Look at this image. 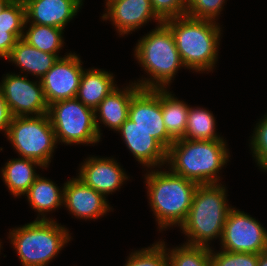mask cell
I'll return each mask as SVG.
<instances>
[{
  "instance_id": "5bb4252c",
  "label": "cell",
  "mask_w": 267,
  "mask_h": 266,
  "mask_svg": "<svg viewBox=\"0 0 267 266\" xmlns=\"http://www.w3.org/2000/svg\"><path fill=\"white\" fill-rule=\"evenodd\" d=\"M105 6L102 19H109L119 36L128 35L152 20L163 23L154 12L150 0H118L106 3Z\"/></svg>"
},
{
  "instance_id": "1f68e13d",
  "label": "cell",
  "mask_w": 267,
  "mask_h": 266,
  "mask_svg": "<svg viewBox=\"0 0 267 266\" xmlns=\"http://www.w3.org/2000/svg\"><path fill=\"white\" fill-rule=\"evenodd\" d=\"M156 15L164 22L167 19L186 15V0H150Z\"/></svg>"
},
{
  "instance_id": "5b68a950",
  "label": "cell",
  "mask_w": 267,
  "mask_h": 266,
  "mask_svg": "<svg viewBox=\"0 0 267 266\" xmlns=\"http://www.w3.org/2000/svg\"><path fill=\"white\" fill-rule=\"evenodd\" d=\"M134 56L150 78L135 81L140 88L167 89L177 71L184 67L171 30L164 24L140 38Z\"/></svg>"
},
{
  "instance_id": "ba28073f",
  "label": "cell",
  "mask_w": 267,
  "mask_h": 266,
  "mask_svg": "<svg viewBox=\"0 0 267 266\" xmlns=\"http://www.w3.org/2000/svg\"><path fill=\"white\" fill-rule=\"evenodd\" d=\"M48 116L57 143L88 145L100 141L95 123V110L85 106L77 98L50 104Z\"/></svg>"
},
{
  "instance_id": "6da1fadb",
  "label": "cell",
  "mask_w": 267,
  "mask_h": 266,
  "mask_svg": "<svg viewBox=\"0 0 267 266\" xmlns=\"http://www.w3.org/2000/svg\"><path fill=\"white\" fill-rule=\"evenodd\" d=\"M224 140H175L167 150L168 170L198 184L220 183L230 157Z\"/></svg>"
},
{
  "instance_id": "d4e9b609",
  "label": "cell",
  "mask_w": 267,
  "mask_h": 266,
  "mask_svg": "<svg viewBox=\"0 0 267 266\" xmlns=\"http://www.w3.org/2000/svg\"><path fill=\"white\" fill-rule=\"evenodd\" d=\"M213 113L201 107H190L183 139L187 140H218L224 139L217 134L216 121Z\"/></svg>"
},
{
  "instance_id": "603a6c76",
  "label": "cell",
  "mask_w": 267,
  "mask_h": 266,
  "mask_svg": "<svg viewBox=\"0 0 267 266\" xmlns=\"http://www.w3.org/2000/svg\"><path fill=\"white\" fill-rule=\"evenodd\" d=\"M161 110L168 135L174 141L183 139L187 125L188 104L178 100L168 89H161Z\"/></svg>"
},
{
  "instance_id": "277c9868",
  "label": "cell",
  "mask_w": 267,
  "mask_h": 266,
  "mask_svg": "<svg viewBox=\"0 0 267 266\" xmlns=\"http://www.w3.org/2000/svg\"><path fill=\"white\" fill-rule=\"evenodd\" d=\"M227 190L221 183L199 184L188 215L180 226L188 237L185 244L210 247V241L221 240L226 217L232 208Z\"/></svg>"
},
{
  "instance_id": "8992f818",
  "label": "cell",
  "mask_w": 267,
  "mask_h": 266,
  "mask_svg": "<svg viewBox=\"0 0 267 266\" xmlns=\"http://www.w3.org/2000/svg\"><path fill=\"white\" fill-rule=\"evenodd\" d=\"M8 238L22 266H48L72 239L68 229L55 220H34L15 227Z\"/></svg>"
},
{
  "instance_id": "7402d4cb",
  "label": "cell",
  "mask_w": 267,
  "mask_h": 266,
  "mask_svg": "<svg viewBox=\"0 0 267 266\" xmlns=\"http://www.w3.org/2000/svg\"><path fill=\"white\" fill-rule=\"evenodd\" d=\"M44 168L38 161L29 158L9 160L1 169L2 179L14 197L24 196L39 175L35 168Z\"/></svg>"
},
{
  "instance_id": "7c38bea8",
  "label": "cell",
  "mask_w": 267,
  "mask_h": 266,
  "mask_svg": "<svg viewBox=\"0 0 267 266\" xmlns=\"http://www.w3.org/2000/svg\"><path fill=\"white\" fill-rule=\"evenodd\" d=\"M84 68L76 53H67L58 58L40 79L48 105L76 98Z\"/></svg>"
},
{
  "instance_id": "d6986e66",
  "label": "cell",
  "mask_w": 267,
  "mask_h": 266,
  "mask_svg": "<svg viewBox=\"0 0 267 266\" xmlns=\"http://www.w3.org/2000/svg\"><path fill=\"white\" fill-rule=\"evenodd\" d=\"M6 59L18 66L21 73H29L40 80L58 57L55 54L43 52L20 38Z\"/></svg>"
},
{
  "instance_id": "4dcf8cb0",
  "label": "cell",
  "mask_w": 267,
  "mask_h": 266,
  "mask_svg": "<svg viewBox=\"0 0 267 266\" xmlns=\"http://www.w3.org/2000/svg\"><path fill=\"white\" fill-rule=\"evenodd\" d=\"M257 253L228 252L220 249L214 252L211 247L212 266H257Z\"/></svg>"
},
{
  "instance_id": "f546056e",
  "label": "cell",
  "mask_w": 267,
  "mask_h": 266,
  "mask_svg": "<svg viewBox=\"0 0 267 266\" xmlns=\"http://www.w3.org/2000/svg\"><path fill=\"white\" fill-rule=\"evenodd\" d=\"M226 0H186V15L197 19L215 21Z\"/></svg>"
},
{
  "instance_id": "cb8c5ba5",
  "label": "cell",
  "mask_w": 267,
  "mask_h": 266,
  "mask_svg": "<svg viewBox=\"0 0 267 266\" xmlns=\"http://www.w3.org/2000/svg\"><path fill=\"white\" fill-rule=\"evenodd\" d=\"M63 31L61 28L30 23L28 30L23 32L22 39L43 52L61 58L58 53L64 44Z\"/></svg>"
},
{
  "instance_id": "e0dca14e",
  "label": "cell",
  "mask_w": 267,
  "mask_h": 266,
  "mask_svg": "<svg viewBox=\"0 0 267 266\" xmlns=\"http://www.w3.org/2000/svg\"><path fill=\"white\" fill-rule=\"evenodd\" d=\"M83 0H23L26 23L64 29L77 15Z\"/></svg>"
},
{
  "instance_id": "83f0119b",
  "label": "cell",
  "mask_w": 267,
  "mask_h": 266,
  "mask_svg": "<svg viewBox=\"0 0 267 266\" xmlns=\"http://www.w3.org/2000/svg\"><path fill=\"white\" fill-rule=\"evenodd\" d=\"M27 25L23 0H12L0 14V29L26 30Z\"/></svg>"
},
{
  "instance_id": "30bf717a",
  "label": "cell",
  "mask_w": 267,
  "mask_h": 266,
  "mask_svg": "<svg viewBox=\"0 0 267 266\" xmlns=\"http://www.w3.org/2000/svg\"><path fill=\"white\" fill-rule=\"evenodd\" d=\"M3 96L13 117L40 116L48 114L41 81H30L27 74H6L0 83Z\"/></svg>"
},
{
  "instance_id": "4316f807",
  "label": "cell",
  "mask_w": 267,
  "mask_h": 266,
  "mask_svg": "<svg viewBox=\"0 0 267 266\" xmlns=\"http://www.w3.org/2000/svg\"><path fill=\"white\" fill-rule=\"evenodd\" d=\"M150 246L131 252L124 266H169L165 242L158 241Z\"/></svg>"
},
{
  "instance_id": "4fadbf2b",
  "label": "cell",
  "mask_w": 267,
  "mask_h": 266,
  "mask_svg": "<svg viewBox=\"0 0 267 266\" xmlns=\"http://www.w3.org/2000/svg\"><path fill=\"white\" fill-rule=\"evenodd\" d=\"M64 207L80 219H98L112 207L101 193L87 186L79 177L64 183Z\"/></svg>"
},
{
  "instance_id": "9c48e42d",
  "label": "cell",
  "mask_w": 267,
  "mask_h": 266,
  "mask_svg": "<svg viewBox=\"0 0 267 266\" xmlns=\"http://www.w3.org/2000/svg\"><path fill=\"white\" fill-rule=\"evenodd\" d=\"M219 241L223 251L259 254L267 251V230L251 215L232 207Z\"/></svg>"
},
{
  "instance_id": "7a4b0ae2",
  "label": "cell",
  "mask_w": 267,
  "mask_h": 266,
  "mask_svg": "<svg viewBox=\"0 0 267 266\" xmlns=\"http://www.w3.org/2000/svg\"><path fill=\"white\" fill-rule=\"evenodd\" d=\"M163 23L171 30L185 68L199 73L212 71L218 61L222 34L219 23L187 15Z\"/></svg>"
},
{
  "instance_id": "d6a6232c",
  "label": "cell",
  "mask_w": 267,
  "mask_h": 266,
  "mask_svg": "<svg viewBox=\"0 0 267 266\" xmlns=\"http://www.w3.org/2000/svg\"><path fill=\"white\" fill-rule=\"evenodd\" d=\"M25 30L0 29V57L7 58L18 39L22 38Z\"/></svg>"
},
{
  "instance_id": "ac0fdd59",
  "label": "cell",
  "mask_w": 267,
  "mask_h": 266,
  "mask_svg": "<svg viewBox=\"0 0 267 266\" xmlns=\"http://www.w3.org/2000/svg\"><path fill=\"white\" fill-rule=\"evenodd\" d=\"M139 89L135 82L123 89L116 87L100 102L95 109V123L100 139L102 134L99 123L117 131L128 119L130 101Z\"/></svg>"
},
{
  "instance_id": "9a60e30c",
  "label": "cell",
  "mask_w": 267,
  "mask_h": 266,
  "mask_svg": "<svg viewBox=\"0 0 267 266\" xmlns=\"http://www.w3.org/2000/svg\"><path fill=\"white\" fill-rule=\"evenodd\" d=\"M79 177L87 186L101 193L105 198L121 188L127 174L114 158L89 157L80 166Z\"/></svg>"
},
{
  "instance_id": "ffe728a7",
  "label": "cell",
  "mask_w": 267,
  "mask_h": 266,
  "mask_svg": "<svg viewBox=\"0 0 267 266\" xmlns=\"http://www.w3.org/2000/svg\"><path fill=\"white\" fill-rule=\"evenodd\" d=\"M113 73L94 67L82 73L76 98L85 106L96 109L100 102L117 87Z\"/></svg>"
},
{
  "instance_id": "3957f363",
  "label": "cell",
  "mask_w": 267,
  "mask_h": 266,
  "mask_svg": "<svg viewBox=\"0 0 267 266\" xmlns=\"http://www.w3.org/2000/svg\"><path fill=\"white\" fill-rule=\"evenodd\" d=\"M156 170L145 174V184L159 231L171 226L180 227L188 215L199 184L170 170Z\"/></svg>"
},
{
  "instance_id": "836d02e7",
  "label": "cell",
  "mask_w": 267,
  "mask_h": 266,
  "mask_svg": "<svg viewBox=\"0 0 267 266\" xmlns=\"http://www.w3.org/2000/svg\"><path fill=\"white\" fill-rule=\"evenodd\" d=\"M13 116L10 112V109L6 103V100L3 96L2 90L0 88V131H5L6 135L7 130L9 128V124L11 123Z\"/></svg>"
},
{
  "instance_id": "d590c367",
  "label": "cell",
  "mask_w": 267,
  "mask_h": 266,
  "mask_svg": "<svg viewBox=\"0 0 267 266\" xmlns=\"http://www.w3.org/2000/svg\"><path fill=\"white\" fill-rule=\"evenodd\" d=\"M12 0H0V14Z\"/></svg>"
},
{
  "instance_id": "8fae6325",
  "label": "cell",
  "mask_w": 267,
  "mask_h": 266,
  "mask_svg": "<svg viewBox=\"0 0 267 266\" xmlns=\"http://www.w3.org/2000/svg\"><path fill=\"white\" fill-rule=\"evenodd\" d=\"M128 119L147 131L166 150L174 142L163 122L161 89L140 88L130 101Z\"/></svg>"
},
{
  "instance_id": "52a82bcc",
  "label": "cell",
  "mask_w": 267,
  "mask_h": 266,
  "mask_svg": "<svg viewBox=\"0 0 267 266\" xmlns=\"http://www.w3.org/2000/svg\"><path fill=\"white\" fill-rule=\"evenodd\" d=\"M6 136L21 158L36 160L45 168L58 146L48 114L13 117Z\"/></svg>"
},
{
  "instance_id": "484cf974",
  "label": "cell",
  "mask_w": 267,
  "mask_h": 266,
  "mask_svg": "<svg viewBox=\"0 0 267 266\" xmlns=\"http://www.w3.org/2000/svg\"><path fill=\"white\" fill-rule=\"evenodd\" d=\"M167 250L169 266H212L211 247L184 243L171 250L167 248Z\"/></svg>"
},
{
  "instance_id": "44dd1931",
  "label": "cell",
  "mask_w": 267,
  "mask_h": 266,
  "mask_svg": "<svg viewBox=\"0 0 267 266\" xmlns=\"http://www.w3.org/2000/svg\"><path fill=\"white\" fill-rule=\"evenodd\" d=\"M61 188L62 190L50 179L40 175L36 177L25 193L32 209L38 212L39 217L37 216L36 220H54L45 216L46 212L55 211L63 206L64 186Z\"/></svg>"
},
{
  "instance_id": "8d00e7d4",
  "label": "cell",
  "mask_w": 267,
  "mask_h": 266,
  "mask_svg": "<svg viewBox=\"0 0 267 266\" xmlns=\"http://www.w3.org/2000/svg\"><path fill=\"white\" fill-rule=\"evenodd\" d=\"M105 3H112L113 1H118V0H105Z\"/></svg>"
},
{
  "instance_id": "2e32d148",
  "label": "cell",
  "mask_w": 267,
  "mask_h": 266,
  "mask_svg": "<svg viewBox=\"0 0 267 266\" xmlns=\"http://www.w3.org/2000/svg\"><path fill=\"white\" fill-rule=\"evenodd\" d=\"M117 131L121 134L133 157L141 165L147 167L146 169L165 166L167 150L147 131L136 126V123L129 119Z\"/></svg>"
},
{
  "instance_id": "e575fe53",
  "label": "cell",
  "mask_w": 267,
  "mask_h": 266,
  "mask_svg": "<svg viewBox=\"0 0 267 266\" xmlns=\"http://www.w3.org/2000/svg\"><path fill=\"white\" fill-rule=\"evenodd\" d=\"M257 266H267V251L259 253Z\"/></svg>"
},
{
  "instance_id": "f1b7e54d",
  "label": "cell",
  "mask_w": 267,
  "mask_h": 266,
  "mask_svg": "<svg viewBox=\"0 0 267 266\" xmlns=\"http://www.w3.org/2000/svg\"><path fill=\"white\" fill-rule=\"evenodd\" d=\"M257 122L251 135V151L258 167L267 172V113Z\"/></svg>"
}]
</instances>
